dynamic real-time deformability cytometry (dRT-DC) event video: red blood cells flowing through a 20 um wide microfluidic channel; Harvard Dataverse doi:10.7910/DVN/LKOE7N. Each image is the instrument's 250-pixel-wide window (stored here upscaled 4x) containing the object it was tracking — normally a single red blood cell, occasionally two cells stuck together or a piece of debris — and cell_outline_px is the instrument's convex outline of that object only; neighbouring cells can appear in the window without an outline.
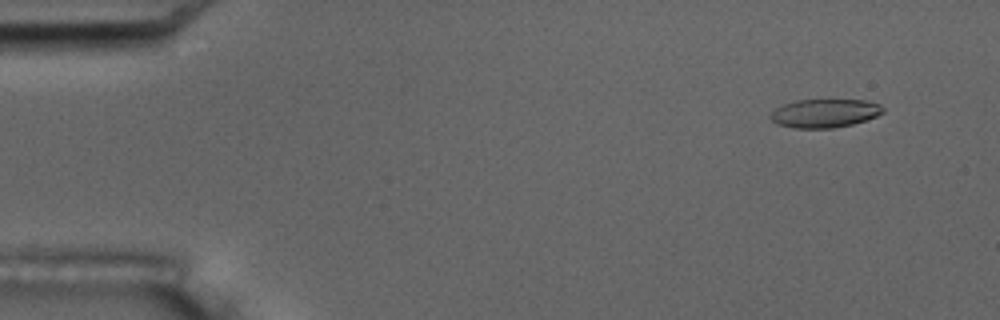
{"species": "common noctule bat (a hibernating species)", "species_latin": "Nyctalus noctula", "temperature_condition": "room temperature", "stored_images_in_passage": 8, "camera_frame_rate_fps": 3000, "um_per_image_px": 0.085, "animal": {"sex": "male", "body_mass_g": 17.5, "forearm_length_mm": 52.3}, "frame": {"image": 1, "passage_image": 2, "time_ms": 1.333, "image_size_px": [1000, 320], "cell_outline_px": [[884, 112], [876, 116], [852, 124], [832, 128], [792, 128], [776, 124], [768, 116], [776, 108], [784, 104], [796, 100], [864, 100], [880, 104], [884, 108]], "centroid_in_image_um": [70.07, 9.63], "position_along_channel_um": 14.9, "area_um2": 18.67}}